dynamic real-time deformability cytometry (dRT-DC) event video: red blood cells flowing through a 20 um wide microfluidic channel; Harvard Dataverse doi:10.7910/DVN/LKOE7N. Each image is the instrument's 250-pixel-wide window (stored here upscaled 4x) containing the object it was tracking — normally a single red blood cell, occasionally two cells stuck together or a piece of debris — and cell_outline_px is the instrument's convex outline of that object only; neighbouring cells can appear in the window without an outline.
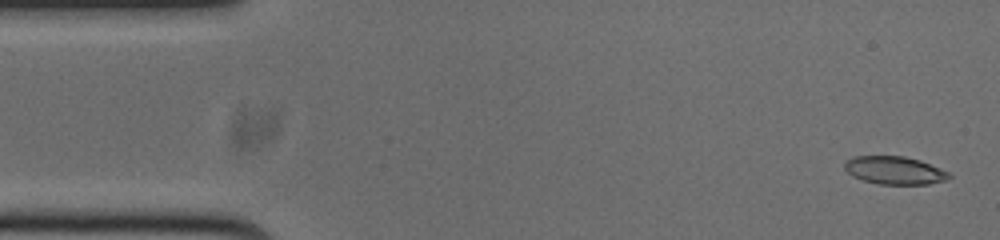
{"species": "common noctule bat (a hibernating species)", "species_latin": "Nyctalus noctula", "temperature_condition": "cold", "stored_images_in_passage": 52, "camera_frame_rate_fps": 3000, "um_per_image_px": 0.085, "animal": {"sex": "male", "body_mass_g": 20.0, "forearm_length_mm": 53.3}, "frame": {"image": 1, "passage_image": 1, "time_ms": 0.0, "image_size_px": [1000, 240], "cell_outline_px": [[952, 176], [944, 180], [928, 184], [880, 184], [864, 180], [852, 176], [844, 168], [844, 164], [852, 156], [904, 156], [920, 160], [948, 172]], "centroid_in_image_um": [76.02, 14.47], "position_along_channel_um": 9.0, "area_um2": 16.82}}
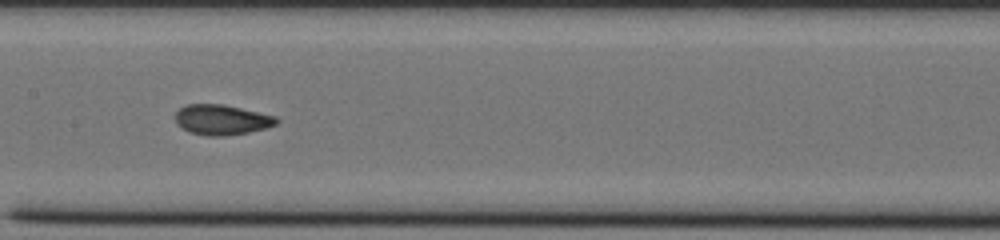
{"frame": {"image": 2, "passage_image": 24, "time_ms": 7.667, "image_size_px": [1000, 240], "cell_outline_px": [[280, 120], [276, 124], [268, 128], [248, 132], [224, 136], [208, 136], [188, 132], [176, 124], [176, 112], [180, 108], [188, 104], [224, 104], [276, 116]], "centroid_in_image_um": [18.86, 10.18], "position_along_channel_um": 188.5, "area_um2": 17.92}}
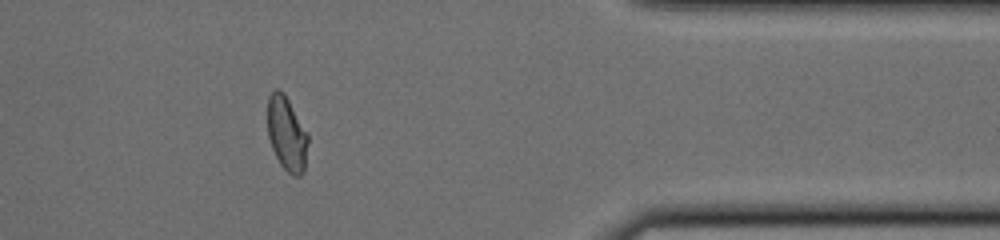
{"frame": {"image": 3, "passage_image": 42, "time_ms": 13.667, "image_size_px": [1000, 240], "cell_outline_px": [[308, 144], [304, 172], [300, 176], [292, 176], [280, 164], [272, 148], [268, 136], [268, 96], [276, 88], [280, 88], [284, 92], [308, 132]], "centroid_in_image_um": [24.39, 11.35], "position_along_channel_um": 387.0, "area_um2": 17.74}, "authors_computed_cell_mechanics": {"area_um2": 17.8313, "velocity_mm_per_s": 3.7667, "shape_relaxation_time_tau1_ms": 8.3598, "shape_relaxation_time_tau2_ms": 1.3534, "deformation_change_tau1": 0.1452, "deformation_change_tau2": 0.0532}}